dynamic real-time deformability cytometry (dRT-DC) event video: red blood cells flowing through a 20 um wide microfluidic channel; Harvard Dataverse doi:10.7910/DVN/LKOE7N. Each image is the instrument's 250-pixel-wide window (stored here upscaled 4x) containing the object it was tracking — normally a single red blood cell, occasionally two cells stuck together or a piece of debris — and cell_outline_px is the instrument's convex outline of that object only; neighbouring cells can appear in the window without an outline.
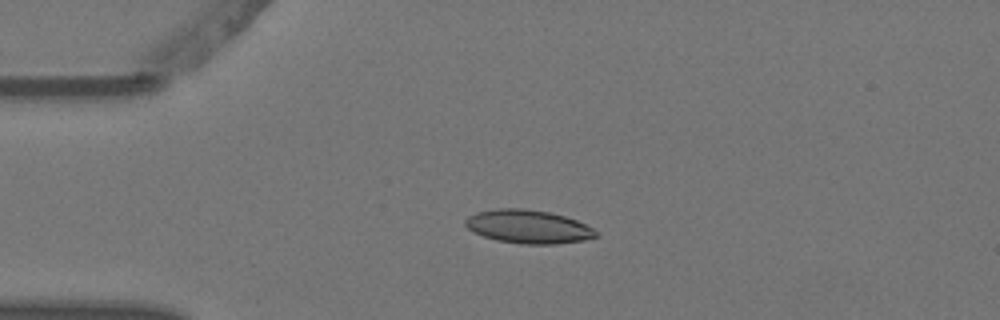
{"species": "Egyptian fruit bat (a non-hibernating species)", "species_latin": "Rousettus aegyptiacus", "temperature_condition": "warm", "stored_images_in_passage": 5, "camera_frame_rate_fps": 3000, "um_per_image_px": 0.085, "animal": {"sex": "female"}, "frame": {"image": 1, "passage_image": 3, "time_ms": 0.667, "image_size_px": [1000, 320], "cell_outline_px": [[596, 236], [584, 240], [556, 244], [520, 244], [496, 240], [472, 232], [464, 224], [464, 220], [468, 216], [476, 212], [496, 208], [524, 208], [548, 212], [564, 216], [576, 220], [592, 228], [596, 232]], "centroid_in_image_um": [44.84, 19.26], "position_along_channel_um": 40.2, "area_um2": 25.43}}
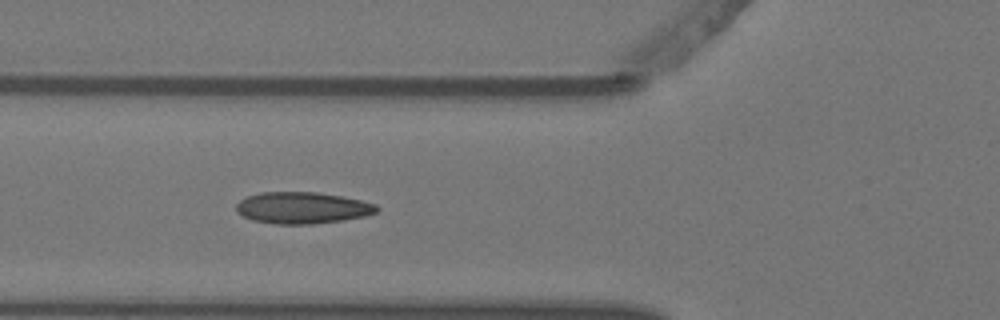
{"frame": {"image": 2, "passage_image": 5, "time_ms": 1.333, "image_size_px": [1000, 320], "cell_outline_px": [[380, 208], [376, 212], [364, 216], [344, 220], [312, 224], [276, 224], [252, 220], [236, 212], [236, 204], [240, 200], [248, 196], [260, 192], [316, 192], [340, 196], [360, 200], [376, 204]], "centroid_in_image_um": [25.69, 17.67], "position_along_channel_um": 100.1, "area_um2": 25.84}}